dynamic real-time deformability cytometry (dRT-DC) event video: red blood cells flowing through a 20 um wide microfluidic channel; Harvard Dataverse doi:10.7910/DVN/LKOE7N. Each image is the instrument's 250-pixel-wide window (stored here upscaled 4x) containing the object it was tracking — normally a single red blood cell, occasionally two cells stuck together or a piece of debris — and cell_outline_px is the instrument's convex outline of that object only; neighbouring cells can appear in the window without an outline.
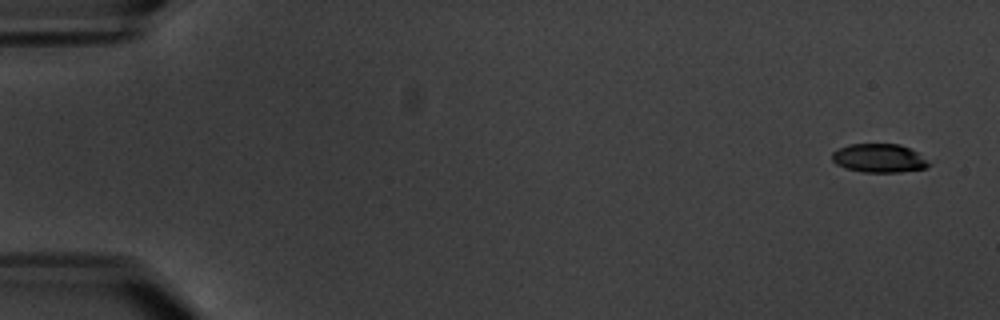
{"species": "common noctule bat (a hibernating species)", "species_latin": "Nyctalus noctula", "temperature_condition": "warm", "stored_images_in_passage": 6, "camera_frame_rate_fps": 3000, "um_per_image_px": 0.085, "animal": {"sex": "male", "body_mass_g": 20.1, "forearm_length_mm": 53.5}, "frame": {"image": 1, "passage_image": 1, "time_ms": 0.0, "image_size_px": [1000, 320], "cell_outline_px": [[932, 164], [928, 168], [900, 172], [860, 172], [844, 168], [836, 164], [832, 160], [832, 152], [848, 144], [900, 144], [916, 152]], "centroid_in_image_um": [74.71, 13.46], "position_along_channel_um": 10.3, "area_um2": 16.24}}
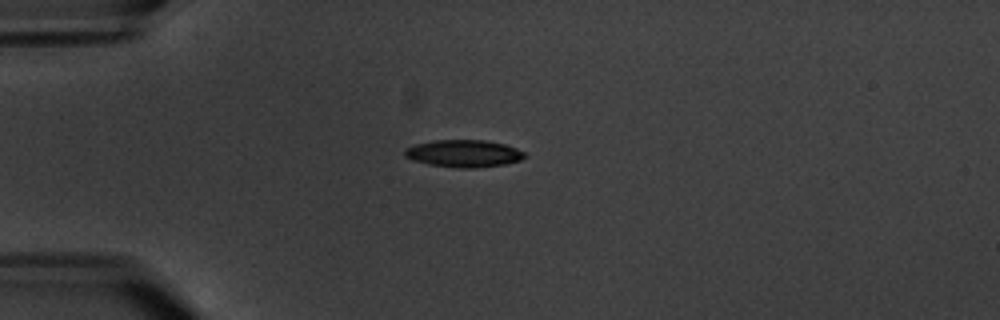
{"frame": {"image": 2, "passage_image": 5, "time_ms": 4.667, "image_size_px": [1000, 320], "cell_outline_px": [[528, 156], [520, 160], [504, 164], [472, 168], [460, 168], [428, 164], [412, 160], [404, 156], [404, 148], [416, 144], [436, 140], [484, 140], [504, 144], [516, 148], [524, 152]], "centroid_in_image_um": [39.4, 13.04], "position_along_channel_um": 45.6, "area_um2": 19.02}}